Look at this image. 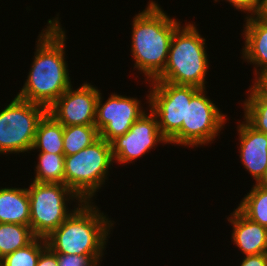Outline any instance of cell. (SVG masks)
<instances>
[{
	"mask_svg": "<svg viewBox=\"0 0 267 266\" xmlns=\"http://www.w3.org/2000/svg\"><path fill=\"white\" fill-rule=\"evenodd\" d=\"M56 17L39 36L30 72L17 97L48 109L72 84L65 59L66 32Z\"/></svg>",
	"mask_w": 267,
	"mask_h": 266,
	"instance_id": "obj_1",
	"label": "cell"
},
{
	"mask_svg": "<svg viewBox=\"0 0 267 266\" xmlns=\"http://www.w3.org/2000/svg\"><path fill=\"white\" fill-rule=\"evenodd\" d=\"M148 6L133 19L131 55L134 69L146 76V81L155 80L164 70L170 43L181 22L170 18L156 3Z\"/></svg>",
	"mask_w": 267,
	"mask_h": 266,
	"instance_id": "obj_2",
	"label": "cell"
},
{
	"mask_svg": "<svg viewBox=\"0 0 267 266\" xmlns=\"http://www.w3.org/2000/svg\"><path fill=\"white\" fill-rule=\"evenodd\" d=\"M94 202L78 204L72 214L49 236L47 246L56 254L104 255L114 221Z\"/></svg>",
	"mask_w": 267,
	"mask_h": 266,
	"instance_id": "obj_3",
	"label": "cell"
},
{
	"mask_svg": "<svg viewBox=\"0 0 267 266\" xmlns=\"http://www.w3.org/2000/svg\"><path fill=\"white\" fill-rule=\"evenodd\" d=\"M197 29L195 23L189 22L175 30L165 68L153 81L205 88L209 60L206 40Z\"/></svg>",
	"mask_w": 267,
	"mask_h": 266,
	"instance_id": "obj_4",
	"label": "cell"
},
{
	"mask_svg": "<svg viewBox=\"0 0 267 266\" xmlns=\"http://www.w3.org/2000/svg\"><path fill=\"white\" fill-rule=\"evenodd\" d=\"M110 142L99 138L92 145L64 158V184L83 202H91L105 184L113 164Z\"/></svg>",
	"mask_w": 267,
	"mask_h": 266,
	"instance_id": "obj_5",
	"label": "cell"
},
{
	"mask_svg": "<svg viewBox=\"0 0 267 266\" xmlns=\"http://www.w3.org/2000/svg\"><path fill=\"white\" fill-rule=\"evenodd\" d=\"M27 191L30 203L29 225L33 234L41 238L49 236L76 209L74 206L73 210H69L67 203L70 200L75 199L78 204L83 202L68 186L61 183L32 181Z\"/></svg>",
	"mask_w": 267,
	"mask_h": 266,
	"instance_id": "obj_6",
	"label": "cell"
},
{
	"mask_svg": "<svg viewBox=\"0 0 267 266\" xmlns=\"http://www.w3.org/2000/svg\"><path fill=\"white\" fill-rule=\"evenodd\" d=\"M47 109L15 97L0 111V154L31 151L39 121Z\"/></svg>",
	"mask_w": 267,
	"mask_h": 266,
	"instance_id": "obj_7",
	"label": "cell"
},
{
	"mask_svg": "<svg viewBox=\"0 0 267 266\" xmlns=\"http://www.w3.org/2000/svg\"><path fill=\"white\" fill-rule=\"evenodd\" d=\"M206 88H200L187 101L186 123L168 141L170 144L198 147L215 140L226 122V115L206 96ZM214 139V140H213Z\"/></svg>",
	"mask_w": 267,
	"mask_h": 266,
	"instance_id": "obj_8",
	"label": "cell"
},
{
	"mask_svg": "<svg viewBox=\"0 0 267 266\" xmlns=\"http://www.w3.org/2000/svg\"><path fill=\"white\" fill-rule=\"evenodd\" d=\"M146 96L157 117L162 135L169 141L186 123L187 101L200 89L191 85H177L164 81H150ZM152 89V90H151Z\"/></svg>",
	"mask_w": 267,
	"mask_h": 266,
	"instance_id": "obj_9",
	"label": "cell"
},
{
	"mask_svg": "<svg viewBox=\"0 0 267 266\" xmlns=\"http://www.w3.org/2000/svg\"><path fill=\"white\" fill-rule=\"evenodd\" d=\"M149 112L137 119L124 135L110 142L115 162L129 164L154 149L157 143L169 144L158 127L156 115L151 110Z\"/></svg>",
	"mask_w": 267,
	"mask_h": 266,
	"instance_id": "obj_10",
	"label": "cell"
},
{
	"mask_svg": "<svg viewBox=\"0 0 267 266\" xmlns=\"http://www.w3.org/2000/svg\"><path fill=\"white\" fill-rule=\"evenodd\" d=\"M102 94L99 92L96 109L95 126L99 136L111 142L117 136L124 135L132 124L145 112L141 101L134 97H127L112 93L102 103Z\"/></svg>",
	"mask_w": 267,
	"mask_h": 266,
	"instance_id": "obj_11",
	"label": "cell"
},
{
	"mask_svg": "<svg viewBox=\"0 0 267 266\" xmlns=\"http://www.w3.org/2000/svg\"><path fill=\"white\" fill-rule=\"evenodd\" d=\"M72 87L47 109V113L63 126L95 125L100 90L87 82L75 90Z\"/></svg>",
	"mask_w": 267,
	"mask_h": 266,
	"instance_id": "obj_12",
	"label": "cell"
},
{
	"mask_svg": "<svg viewBox=\"0 0 267 266\" xmlns=\"http://www.w3.org/2000/svg\"><path fill=\"white\" fill-rule=\"evenodd\" d=\"M237 126L241 164L259 183L267 171V134L257 131L245 119Z\"/></svg>",
	"mask_w": 267,
	"mask_h": 266,
	"instance_id": "obj_13",
	"label": "cell"
},
{
	"mask_svg": "<svg viewBox=\"0 0 267 266\" xmlns=\"http://www.w3.org/2000/svg\"><path fill=\"white\" fill-rule=\"evenodd\" d=\"M233 226L232 241L243 255L267 253V228L245 217L237 208L227 218Z\"/></svg>",
	"mask_w": 267,
	"mask_h": 266,
	"instance_id": "obj_14",
	"label": "cell"
},
{
	"mask_svg": "<svg viewBox=\"0 0 267 266\" xmlns=\"http://www.w3.org/2000/svg\"><path fill=\"white\" fill-rule=\"evenodd\" d=\"M243 32L245 46L242 48L241 58L256 66L254 70L256 79L267 72V22L255 15H248ZM257 67H260L258 71Z\"/></svg>",
	"mask_w": 267,
	"mask_h": 266,
	"instance_id": "obj_15",
	"label": "cell"
},
{
	"mask_svg": "<svg viewBox=\"0 0 267 266\" xmlns=\"http://www.w3.org/2000/svg\"><path fill=\"white\" fill-rule=\"evenodd\" d=\"M30 203L27 188H0V223L29 225Z\"/></svg>",
	"mask_w": 267,
	"mask_h": 266,
	"instance_id": "obj_16",
	"label": "cell"
},
{
	"mask_svg": "<svg viewBox=\"0 0 267 266\" xmlns=\"http://www.w3.org/2000/svg\"><path fill=\"white\" fill-rule=\"evenodd\" d=\"M63 134L64 126L46 113L38 123L31 150L39 149V152L64 154Z\"/></svg>",
	"mask_w": 267,
	"mask_h": 266,
	"instance_id": "obj_17",
	"label": "cell"
},
{
	"mask_svg": "<svg viewBox=\"0 0 267 266\" xmlns=\"http://www.w3.org/2000/svg\"><path fill=\"white\" fill-rule=\"evenodd\" d=\"M35 238L30 225L0 223V259L27 246Z\"/></svg>",
	"mask_w": 267,
	"mask_h": 266,
	"instance_id": "obj_18",
	"label": "cell"
},
{
	"mask_svg": "<svg viewBox=\"0 0 267 266\" xmlns=\"http://www.w3.org/2000/svg\"><path fill=\"white\" fill-rule=\"evenodd\" d=\"M237 209L248 219L267 228V188L256 183Z\"/></svg>",
	"mask_w": 267,
	"mask_h": 266,
	"instance_id": "obj_19",
	"label": "cell"
},
{
	"mask_svg": "<svg viewBox=\"0 0 267 266\" xmlns=\"http://www.w3.org/2000/svg\"><path fill=\"white\" fill-rule=\"evenodd\" d=\"M249 87L243 117L257 131L267 134V97L254 84Z\"/></svg>",
	"mask_w": 267,
	"mask_h": 266,
	"instance_id": "obj_20",
	"label": "cell"
},
{
	"mask_svg": "<svg viewBox=\"0 0 267 266\" xmlns=\"http://www.w3.org/2000/svg\"><path fill=\"white\" fill-rule=\"evenodd\" d=\"M100 138L95 125L64 126L63 150L65 156L76 154Z\"/></svg>",
	"mask_w": 267,
	"mask_h": 266,
	"instance_id": "obj_21",
	"label": "cell"
},
{
	"mask_svg": "<svg viewBox=\"0 0 267 266\" xmlns=\"http://www.w3.org/2000/svg\"><path fill=\"white\" fill-rule=\"evenodd\" d=\"M64 154L40 152L34 182L64 184Z\"/></svg>",
	"mask_w": 267,
	"mask_h": 266,
	"instance_id": "obj_22",
	"label": "cell"
},
{
	"mask_svg": "<svg viewBox=\"0 0 267 266\" xmlns=\"http://www.w3.org/2000/svg\"><path fill=\"white\" fill-rule=\"evenodd\" d=\"M47 247L45 238L36 237L27 246L2 258L4 266H36L41 252Z\"/></svg>",
	"mask_w": 267,
	"mask_h": 266,
	"instance_id": "obj_23",
	"label": "cell"
},
{
	"mask_svg": "<svg viewBox=\"0 0 267 266\" xmlns=\"http://www.w3.org/2000/svg\"><path fill=\"white\" fill-rule=\"evenodd\" d=\"M103 255L57 254L59 266H99Z\"/></svg>",
	"mask_w": 267,
	"mask_h": 266,
	"instance_id": "obj_24",
	"label": "cell"
},
{
	"mask_svg": "<svg viewBox=\"0 0 267 266\" xmlns=\"http://www.w3.org/2000/svg\"><path fill=\"white\" fill-rule=\"evenodd\" d=\"M215 2L219 0H214ZM229 2L234 8L237 10L246 12L247 15L248 13H251L250 15L253 16L255 15L261 5V0H226Z\"/></svg>",
	"mask_w": 267,
	"mask_h": 266,
	"instance_id": "obj_25",
	"label": "cell"
},
{
	"mask_svg": "<svg viewBox=\"0 0 267 266\" xmlns=\"http://www.w3.org/2000/svg\"><path fill=\"white\" fill-rule=\"evenodd\" d=\"M36 266H59L57 254L48 246L41 252Z\"/></svg>",
	"mask_w": 267,
	"mask_h": 266,
	"instance_id": "obj_26",
	"label": "cell"
},
{
	"mask_svg": "<svg viewBox=\"0 0 267 266\" xmlns=\"http://www.w3.org/2000/svg\"><path fill=\"white\" fill-rule=\"evenodd\" d=\"M240 266H267V253L246 255Z\"/></svg>",
	"mask_w": 267,
	"mask_h": 266,
	"instance_id": "obj_27",
	"label": "cell"
},
{
	"mask_svg": "<svg viewBox=\"0 0 267 266\" xmlns=\"http://www.w3.org/2000/svg\"><path fill=\"white\" fill-rule=\"evenodd\" d=\"M253 84L267 97V72L257 77Z\"/></svg>",
	"mask_w": 267,
	"mask_h": 266,
	"instance_id": "obj_28",
	"label": "cell"
},
{
	"mask_svg": "<svg viewBox=\"0 0 267 266\" xmlns=\"http://www.w3.org/2000/svg\"><path fill=\"white\" fill-rule=\"evenodd\" d=\"M255 16L267 22V0H261L260 8Z\"/></svg>",
	"mask_w": 267,
	"mask_h": 266,
	"instance_id": "obj_29",
	"label": "cell"
},
{
	"mask_svg": "<svg viewBox=\"0 0 267 266\" xmlns=\"http://www.w3.org/2000/svg\"><path fill=\"white\" fill-rule=\"evenodd\" d=\"M258 184H260V185H262V186L267 188V171H266L265 176L263 177V179Z\"/></svg>",
	"mask_w": 267,
	"mask_h": 266,
	"instance_id": "obj_30",
	"label": "cell"
},
{
	"mask_svg": "<svg viewBox=\"0 0 267 266\" xmlns=\"http://www.w3.org/2000/svg\"><path fill=\"white\" fill-rule=\"evenodd\" d=\"M0 266H4L3 262H2V259H0Z\"/></svg>",
	"mask_w": 267,
	"mask_h": 266,
	"instance_id": "obj_31",
	"label": "cell"
}]
</instances>
